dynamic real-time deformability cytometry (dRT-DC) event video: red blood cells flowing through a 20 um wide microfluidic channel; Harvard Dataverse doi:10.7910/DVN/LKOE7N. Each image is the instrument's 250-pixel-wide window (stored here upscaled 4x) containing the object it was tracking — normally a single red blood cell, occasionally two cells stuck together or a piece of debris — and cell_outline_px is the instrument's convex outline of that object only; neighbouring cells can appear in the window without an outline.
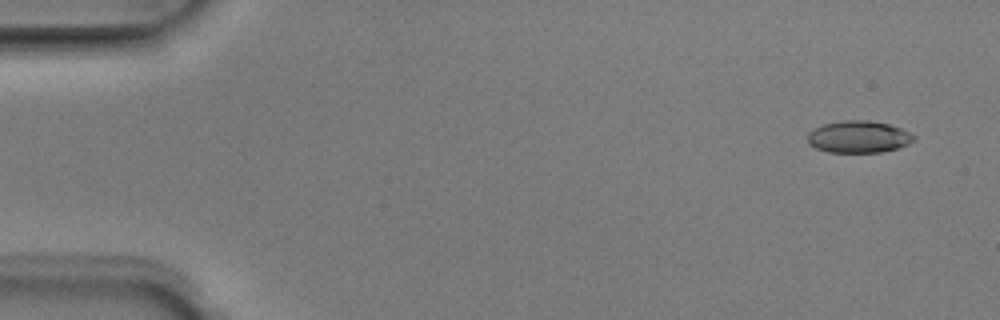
{"species": "Egyptian fruit bat (a non-hibernating species)", "species_latin": "Rousettus aegyptiacus", "temperature_condition": "room temperature", "stored_images_in_passage": 6, "camera_frame_rate_fps": 3000, "um_per_image_px": 0.085, "animal": {"sex": "male"}, "frame": {"image": 1, "passage_image": 1, "time_ms": 0.0, "image_size_px": [1000, 320], "cell_outline_px": [[916, 140], [908, 144], [896, 148], [880, 152], [828, 152], [816, 148], [808, 144], [808, 132], [824, 124], [844, 120], [868, 120], [888, 124], [900, 128], [916, 136]], "centroid_in_image_um": [72.98, 11.63], "position_along_channel_um": 12.0, "area_um2": 19.71}}
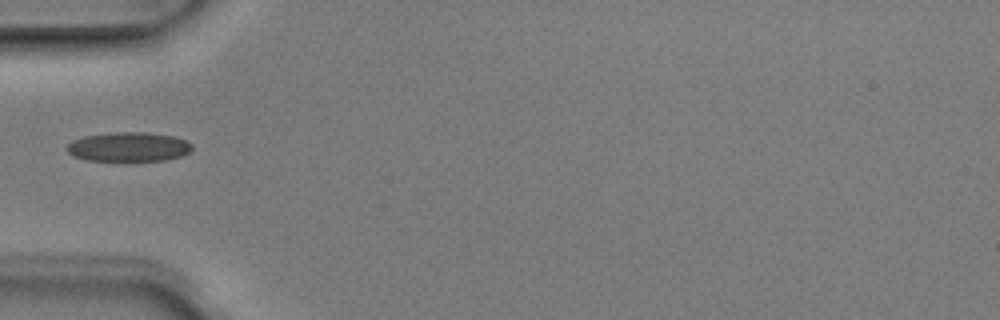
{"frame": {"image": 2, "passage_image": 5, "time_ms": 1.333, "image_size_px": [1000, 320], "cell_outline_px": [[192, 148], [188, 152], [180, 156], [164, 160], [88, 160], [72, 156], [64, 148], [72, 140], [84, 136], [112, 132], [144, 132], [176, 136], [192, 144]], "centroid_in_image_um": [10.89, 12.47], "position_along_channel_um": 74.1, "area_um2": 21.33}}
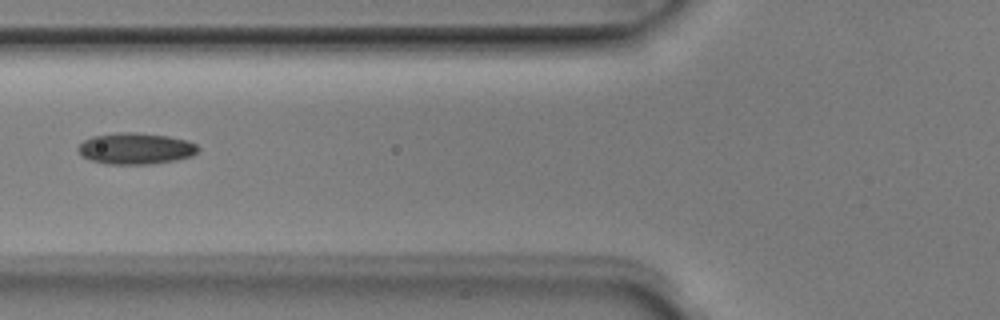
{"frame": {"image": 3, "passage_image": 6, "time_ms": 1.667, "image_size_px": [1000, 320], "cell_outline_px": [[200, 148], [192, 156], [176, 160], [148, 164], [108, 164], [92, 160], [80, 156], [76, 148], [84, 140], [92, 136], [116, 132], [136, 132], [168, 136], [188, 140], [196, 144]], "centroid_in_image_um": [11.51, 12.62], "position_along_channel_um": 114.3, "area_um2": 22.08}}